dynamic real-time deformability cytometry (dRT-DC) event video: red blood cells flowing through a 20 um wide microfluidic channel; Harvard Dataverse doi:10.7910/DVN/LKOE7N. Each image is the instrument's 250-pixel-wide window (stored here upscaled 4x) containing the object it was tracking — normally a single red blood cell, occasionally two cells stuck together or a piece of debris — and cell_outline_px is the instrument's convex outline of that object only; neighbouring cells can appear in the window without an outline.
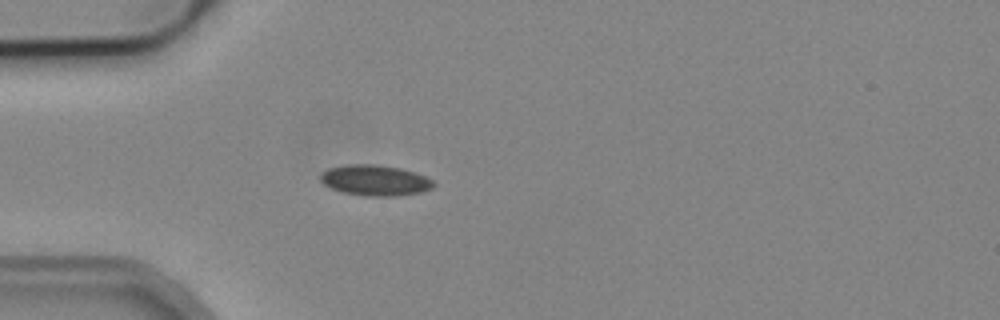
{"species": "common noctule bat (a hibernating species)", "species_latin": "Nyctalus noctula", "temperature_condition": "cold", "stored_images_in_passage": 1, "camera_frame_rate_fps": 3000, "um_per_image_px": 0.085, "animal": {"sex": "male", "body_mass_g": 19.2, "forearm_length_mm": 51.8}, "frame": {"image": 1, "passage_image": 1, "time_ms": 0.0, "image_size_px": [1000, 320], "cell_outline_px": [[436, 184], [432, 188], [420, 192], [396, 196], [368, 196], [344, 192], [332, 188], [324, 184], [320, 180], [320, 172], [328, 168], [348, 164], [376, 164], [400, 168], [424, 176], [432, 180]], "centroid_in_image_um": [31.86, 15.32], "position_along_channel_um": 53.1, "area_um2": 20.11}}